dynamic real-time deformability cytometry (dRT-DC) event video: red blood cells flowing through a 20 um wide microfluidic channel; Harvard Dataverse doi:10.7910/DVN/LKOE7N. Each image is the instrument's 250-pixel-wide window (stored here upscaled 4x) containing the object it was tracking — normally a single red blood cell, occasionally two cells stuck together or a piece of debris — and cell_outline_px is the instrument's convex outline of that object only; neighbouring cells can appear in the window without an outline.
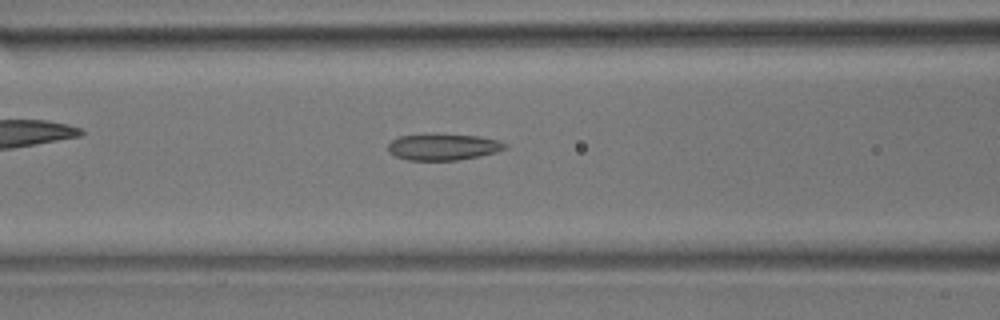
{"species": "common noctule bat (a hibernating species)", "species_latin": "Nyctalus noctula", "temperature_condition": "room temperature", "stored_images_in_passage": 46, "camera_frame_rate_fps": 3000, "um_per_image_px": 0.085, "animal": {"sex": "male", "body_mass_g": 17.9}, "frame": {"image": 1, "passage_image": 18, "time_ms": 5.667, "image_size_px": [1000, 320], "cell_outline_px": [[508, 148], [496, 152], [480, 156], [456, 160], [408, 160], [396, 156], [388, 152], [388, 144], [392, 140], [400, 136], [424, 132], [428, 132], [480, 136], [500, 140], [508, 144]], "centroid_in_image_um": [37.68, 12.45], "position_along_channel_um": 128.9, "area_um2": 18.67}}
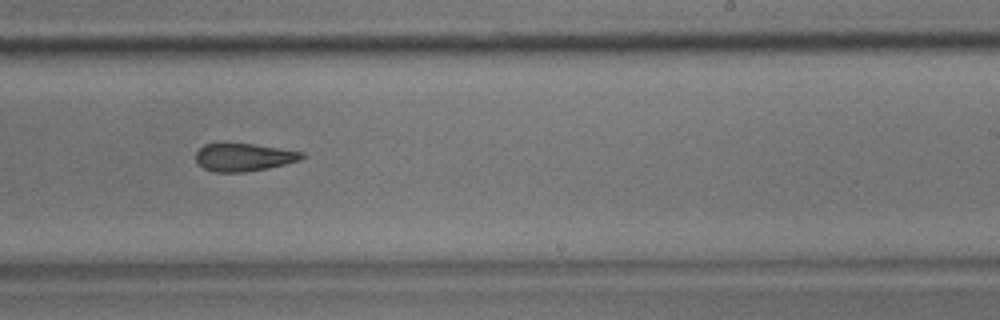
{"frame": {"image": 2, "passage_image": 28, "time_ms": 9.0, "image_size_px": [1000, 320], "cell_outline_px": [[304, 156], [300, 160], [268, 168], [244, 172], [216, 172], [204, 168], [196, 160], [196, 152], [204, 144], [216, 140], [220, 140], [256, 144], [304, 152]], "centroid_in_image_um": [20.67, 13.31], "position_along_channel_um": 268.3, "area_um2": 17.8}}
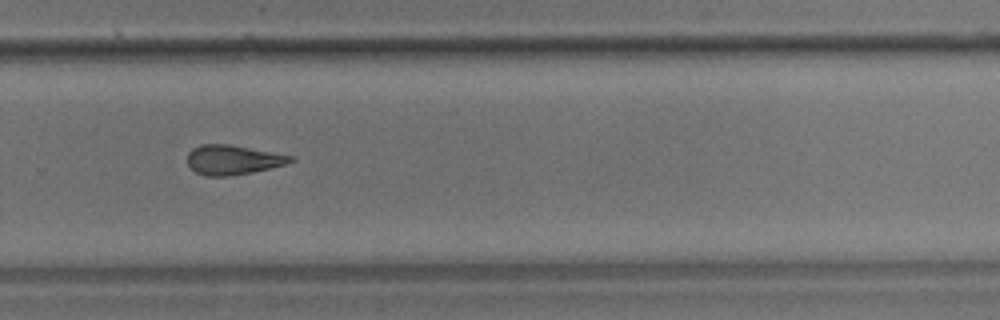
{"frame": {"image": 3, "passage_image": 31, "time_ms": 10.0, "image_size_px": [1000, 320], "cell_outline_px": [[296, 160], [288, 164], [252, 172], [228, 176], [204, 176], [196, 172], [188, 164], [188, 152], [192, 148], [200, 144], [228, 144], [296, 156]], "centroid_in_image_um": [19.83, 13.58], "position_along_channel_um": 310.0, "area_um2": 17.92}}